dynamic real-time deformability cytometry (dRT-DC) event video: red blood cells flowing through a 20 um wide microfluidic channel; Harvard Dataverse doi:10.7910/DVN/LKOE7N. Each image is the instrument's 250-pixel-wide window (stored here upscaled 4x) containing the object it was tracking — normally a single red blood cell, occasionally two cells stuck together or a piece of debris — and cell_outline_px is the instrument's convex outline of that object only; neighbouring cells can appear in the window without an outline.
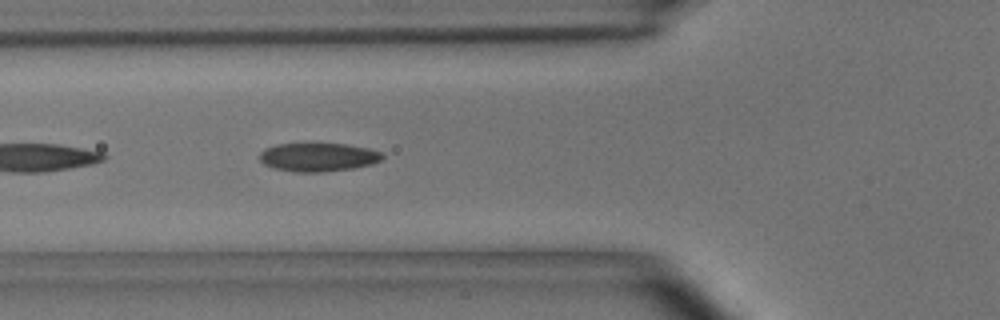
{"species": "common noctule bat (a hibernating species)", "species_latin": "Nyctalus noctula", "temperature_condition": "room temperature", "stored_images_in_passage": 14, "camera_frame_rate_fps": 3000, "um_per_image_px": 0.085, "animal": {"sex": "male", "body_mass_g": 15.6}, "frame": {"image": 1, "passage_image": 5, "time_ms": 1.333, "image_size_px": [1000, 320], "cell_outline_px": [[384, 156], [380, 160], [372, 164], [352, 168], [320, 172], [296, 172], [272, 168], [264, 164], [260, 160], [260, 152], [264, 148], [276, 144], [312, 140], [348, 144], [368, 148], [380, 152]], "centroid_in_image_um": [26.99, 13.29], "position_along_channel_um": 98.8, "area_um2": 21.39}}